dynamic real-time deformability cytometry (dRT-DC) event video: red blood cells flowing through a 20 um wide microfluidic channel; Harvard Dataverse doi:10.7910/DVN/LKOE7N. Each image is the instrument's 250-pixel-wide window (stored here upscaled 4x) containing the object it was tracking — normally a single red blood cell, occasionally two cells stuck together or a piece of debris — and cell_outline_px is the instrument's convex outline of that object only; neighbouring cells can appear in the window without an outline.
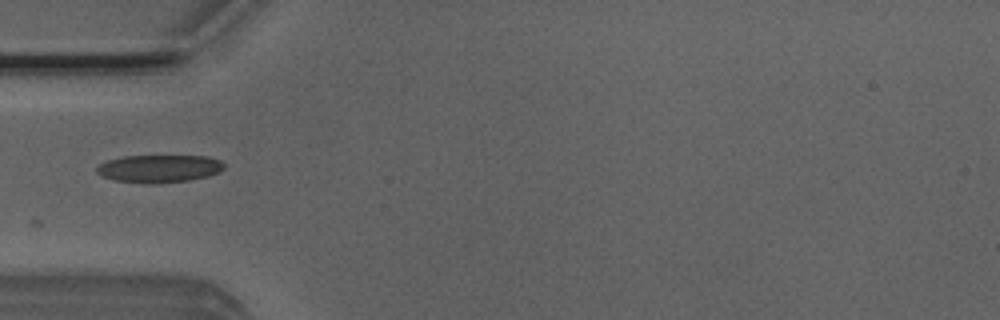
{"species": "Egyptian fruit bat (a non-hibernating species)", "species_latin": "Rousettus aegyptiacus", "temperature_condition": "room temperature", "stored_images_in_passage": 6, "camera_frame_rate_fps": 3000, "um_per_image_px": 0.085, "animal": {"sex": "male"}, "frame": {"image": 1, "passage_image": 5, "time_ms": 1.333, "image_size_px": [1000, 320], "cell_outline_px": [[224, 168], [208, 176], [188, 180], [152, 184], [148, 184], [112, 180], [96, 172], [96, 168], [100, 164], [108, 160], [124, 156], [208, 156], [220, 160], [224, 164]], "centroid_in_image_um": [13.51, 14.33], "position_along_channel_um": 71.5, "area_um2": 20.46}}